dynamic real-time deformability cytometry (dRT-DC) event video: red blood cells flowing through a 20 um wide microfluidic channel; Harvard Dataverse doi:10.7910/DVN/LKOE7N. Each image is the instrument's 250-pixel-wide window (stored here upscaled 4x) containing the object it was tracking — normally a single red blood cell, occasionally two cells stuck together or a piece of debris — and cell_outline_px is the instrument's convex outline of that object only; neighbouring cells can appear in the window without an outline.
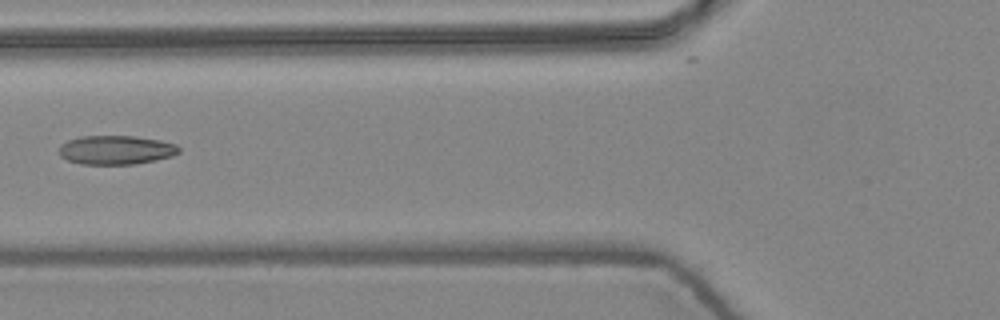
{"species": "common noctule bat (a hibernating species)", "species_latin": "Nyctalus noctula", "temperature_condition": "warm", "stored_images_in_passage": 8, "camera_frame_rate_fps": 3000, "um_per_image_px": 0.085, "animal": {"sex": "female", "body_mass_g": 24.6, "forearm_length_mm": 56.2}, "frame": {"image": 1, "passage_image": 6, "time_ms": 1.667, "image_size_px": [1000, 320], "cell_outline_px": [[180, 152], [172, 156], [156, 160], [136, 164], [80, 164], [68, 160], [60, 156], [60, 144], [68, 140], [80, 136], [132, 136], [160, 140], [176, 144], [180, 148]], "centroid_in_image_um": [9.87, 12.75], "position_along_channel_um": 115.9, "area_um2": 20.29}}
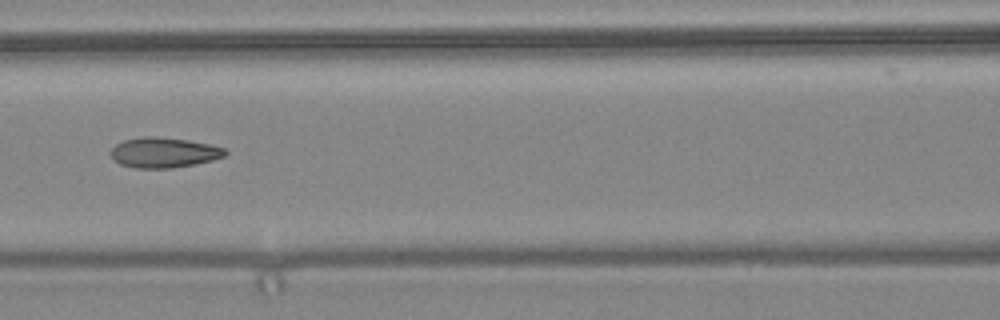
{"frame": {"image": 2, "passage_image": 7, "time_ms": 2.0, "image_size_px": [1000, 320], "cell_outline_px": [[228, 152], [224, 156], [212, 160], [172, 168], [136, 168], [120, 164], [112, 160], [108, 152], [116, 144], [124, 140], [144, 136], [156, 136], [188, 140], [212, 144], [224, 148]], "centroid_in_image_um": [13.89, 12.96], "position_along_channel_um": 152.7, "area_um2": 20.29}}
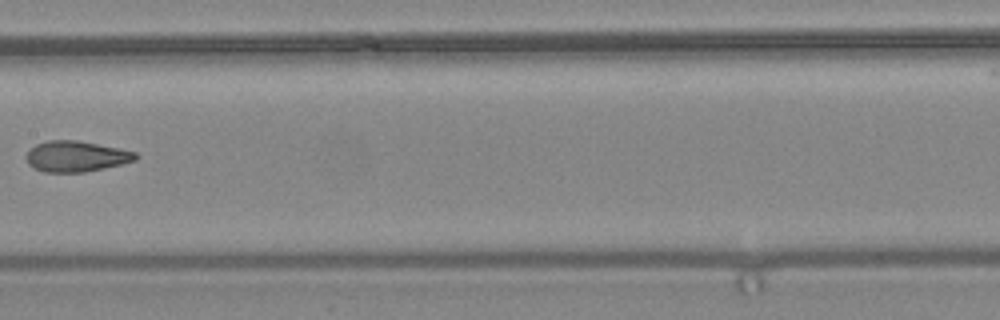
{"frame": {"image": 3, "passage_image": 8, "time_ms": 2.333, "image_size_px": [1000, 320], "cell_outline_px": [[140, 156], [136, 160], [104, 168], [84, 172], [44, 172], [28, 164], [24, 156], [36, 144], [48, 140], [76, 140], [136, 152]], "centroid_in_image_um": [6.45, 13.29], "position_along_channel_um": 200.9, "area_um2": 19.42}}